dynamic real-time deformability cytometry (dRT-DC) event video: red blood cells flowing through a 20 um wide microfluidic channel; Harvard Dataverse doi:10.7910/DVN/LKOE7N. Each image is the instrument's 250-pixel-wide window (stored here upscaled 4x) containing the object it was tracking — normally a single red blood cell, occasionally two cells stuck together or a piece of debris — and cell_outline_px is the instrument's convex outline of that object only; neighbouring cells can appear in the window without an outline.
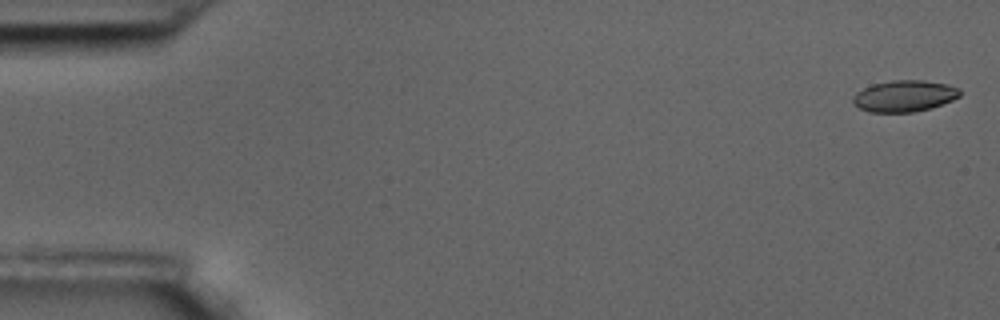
{"species": "common noctule bat (a hibernating species)", "species_latin": "Nyctalus noctula", "temperature_condition": "room temperature", "stored_images_in_passage": 59, "camera_frame_rate_fps": 3000, "um_per_image_px": 0.085, "animal": {"sex": "male", "body_mass_g": 17.5, "forearm_length_mm": 52.3}, "frame": {"image": 1, "passage_image": 2, "time_ms": 0.333, "image_size_px": [1000, 320], "cell_outline_px": [[960, 96], [952, 100], [932, 108], [912, 112], [868, 112], [852, 104], [852, 96], [856, 92], [872, 84], [892, 80], [924, 80], [944, 84], [960, 88]], "centroid_in_image_um": [76.84, 8.16], "position_along_channel_um": 8.2, "area_um2": 19.65}}
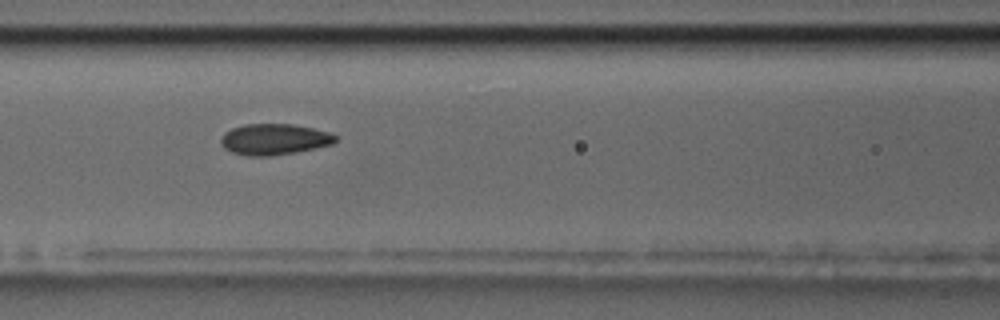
{"frame": {"image": 2, "passage_image": 26, "time_ms": 8.333, "image_size_px": [1000, 320], "cell_outline_px": [[336, 140], [332, 144], [316, 148], [296, 152], [268, 156], [248, 156], [232, 152], [224, 148], [220, 144], [220, 140], [224, 132], [232, 128], [244, 124], [292, 124], [332, 132], [336, 136]], "centroid_in_image_um": [23.3, 11.84], "position_along_channel_um": 143.3, "area_um2": 20.81}}
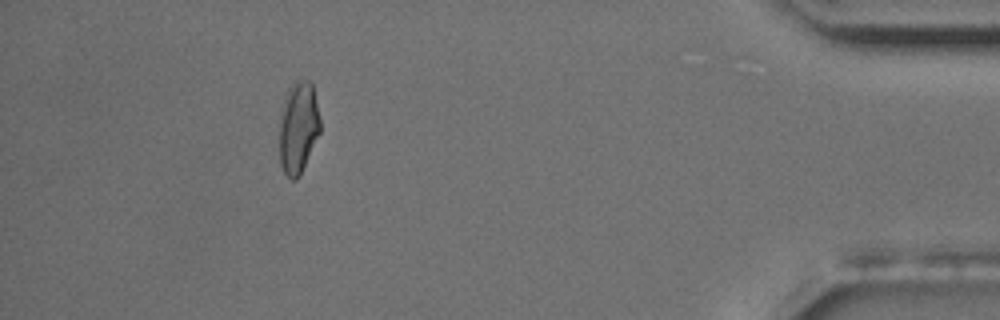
{"frame": {"image": 3, "passage_image": 54, "time_ms": 17.667, "image_size_px": [1000, 320], "cell_outline_px": [[320, 132], [300, 176], [296, 180], [292, 180], [284, 172], [280, 164], [280, 112], [284, 96], [292, 80], [308, 80], [312, 84], [320, 120]], "centroid_in_image_um": [25.34, 10.82], "position_along_channel_um": 409.9, "area_um2": 22.02}, "authors_computed_cell_mechanics": {"area_um2": 20.4612, "velocity_mm_per_s": 3.4514, "shape_relaxation_time_tau1_ms": null, "shape_relaxation_time_tau2_ms": 1.4487, "deformation_change_tau1": null, "deformation_change_tau2": 0.0654}}